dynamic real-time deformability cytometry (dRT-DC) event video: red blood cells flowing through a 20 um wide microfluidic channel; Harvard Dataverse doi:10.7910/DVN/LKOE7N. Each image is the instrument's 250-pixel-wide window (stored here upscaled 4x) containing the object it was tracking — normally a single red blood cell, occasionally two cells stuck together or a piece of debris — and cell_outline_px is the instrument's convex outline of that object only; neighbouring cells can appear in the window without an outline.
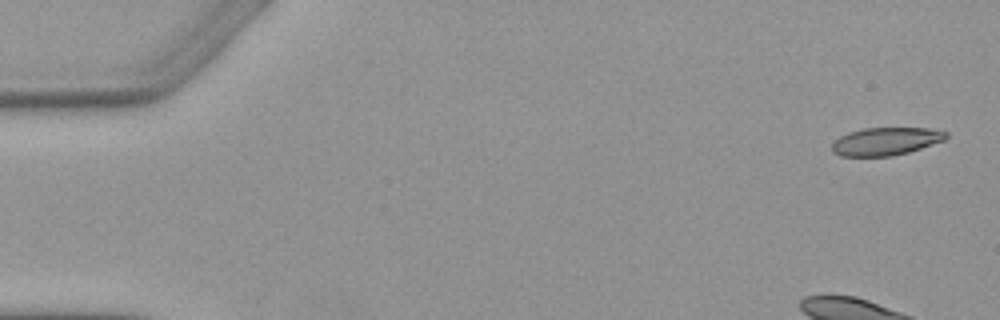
{"species": "Egyptian fruit bat (a non-hibernating species)", "species_latin": "Rousettus aegyptiacus", "temperature_condition": "warm", "stored_images_in_passage": 5, "camera_frame_rate_fps": 3000, "um_per_image_px": 0.085, "animal": {"sex": "female"}, "frame": {"image": 1, "passage_image": 1, "time_ms": 0.0, "image_size_px": [1000, 320], "cell_outline_px": [[948, 136], [944, 140], [908, 152], [892, 156], [840, 156], [832, 152], [832, 144], [840, 136], [848, 132], [864, 128], [928, 128], [948, 132]], "centroid_in_image_um": [75.28, 12.01], "position_along_channel_um": 9.7, "area_um2": 18.44}}